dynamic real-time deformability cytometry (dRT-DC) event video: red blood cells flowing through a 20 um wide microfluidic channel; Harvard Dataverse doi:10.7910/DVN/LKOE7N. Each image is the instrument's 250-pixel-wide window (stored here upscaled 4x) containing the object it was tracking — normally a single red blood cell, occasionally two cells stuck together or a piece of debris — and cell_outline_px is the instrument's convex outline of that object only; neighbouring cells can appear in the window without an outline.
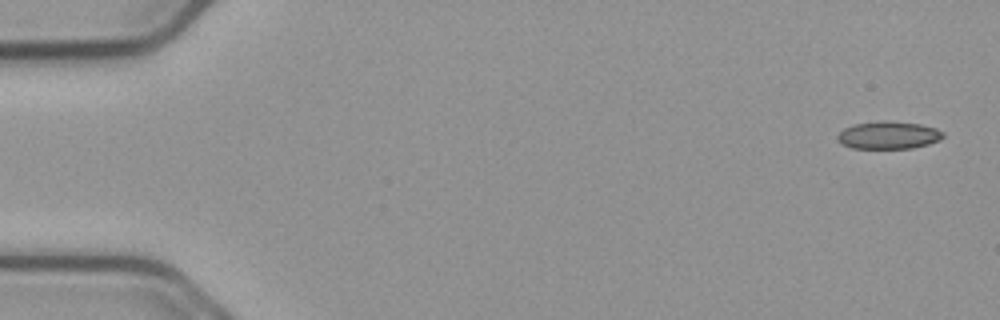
{"species": "common noctule bat (a hibernating species)", "species_latin": "Nyctalus noctula", "temperature_condition": "cold", "stored_images_in_passage": 54, "camera_frame_rate_fps": 3000, "um_per_image_px": 0.085, "animal": {"sex": "male", "body_mass_g": 23.1, "forearm_length_mm": 52.7}, "frame": {"image": 1, "passage_image": 1, "time_ms": 0.0, "image_size_px": [1000, 320], "cell_outline_px": [[944, 136], [940, 140], [928, 144], [912, 148], [852, 148], [840, 144], [836, 140], [836, 136], [844, 128], [852, 124], [880, 120], [888, 120], [920, 124], [936, 128], [944, 132]], "centroid_in_image_um": [75.49, 11.48], "position_along_channel_um": 9.5, "area_um2": 17.28}}
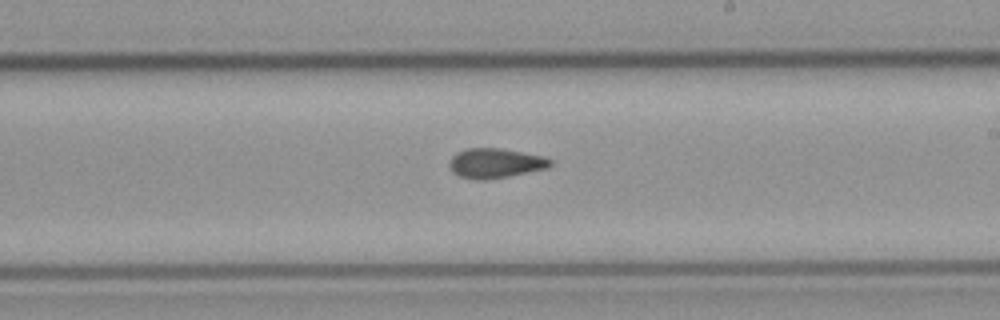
{"frame": {"image": 2, "passage_image": 31, "time_ms": 10.0, "image_size_px": [1000, 320], "cell_outline_px": [[552, 164], [548, 168], [508, 176], [484, 180], [476, 180], [460, 176], [452, 172], [448, 164], [452, 156], [468, 148], [500, 148], [544, 156], [552, 160]], "centroid_in_image_um": [42.11, 13.87], "position_along_channel_um": 246.9, "area_um2": 17.4}}
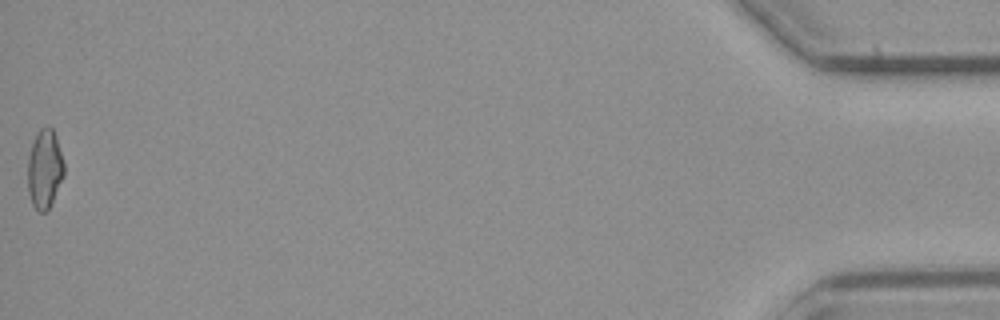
{"frame": {"image": 3, "passage_image": 54, "time_ms": 17.667, "image_size_px": [1000, 320], "cell_outline_px": [[64, 176], [48, 212], [40, 212], [32, 204], [28, 192], [28, 156], [32, 144], [40, 128], [52, 128], [56, 136], [64, 164]], "centroid_in_image_um": [3.8, 14.41], "position_along_channel_um": 431.4, "area_um2": 16.65}, "authors_computed_cell_mechanics": {"area_um2": 17.0799, "velocity_mm_per_s": 3.7572, "shape_relaxation_time_tau1_ms": null, "shape_relaxation_time_tau2_ms": 4.5564, "deformation_change_tau1": null, "deformation_change_tau2": 0.0791}}